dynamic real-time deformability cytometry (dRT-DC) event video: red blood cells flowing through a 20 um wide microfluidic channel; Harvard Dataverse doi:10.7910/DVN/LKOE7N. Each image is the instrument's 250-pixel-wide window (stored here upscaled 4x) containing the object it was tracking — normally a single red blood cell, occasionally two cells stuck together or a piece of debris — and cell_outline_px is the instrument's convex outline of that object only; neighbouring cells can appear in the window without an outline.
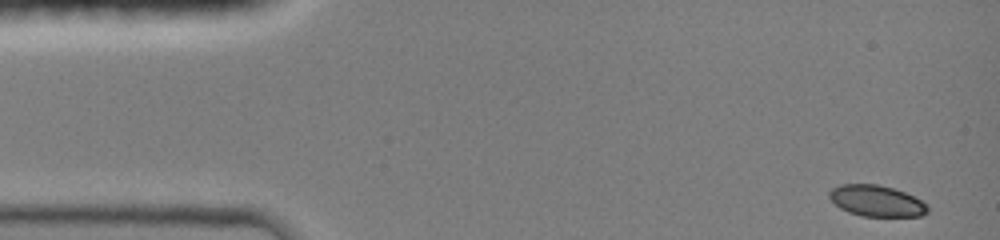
{"species": "common noctule bat (a hibernating species)", "species_latin": "Nyctalus noctula", "temperature_condition": "room temperature", "stored_images_in_passage": 43, "camera_frame_rate_fps": 3000, "um_per_image_px": 0.085, "animal": {"sex": "female", "body_mass_g": 19.0, "forearm_length_mm": 51.5}, "frame": {"image": 1, "passage_image": 1, "time_ms": 0.0, "image_size_px": [1000, 240], "cell_outline_px": [[928, 212], [920, 216], [860, 216], [848, 212], [840, 208], [828, 196], [828, 192], [832, 188], [840, 184], [876, 184], [892, 188], [904, 192], [920, 200], [928, 208]], "centroid_in_image_um": [74.46, 17.07], "position_along_channel_um": 10.5, "area_um2": 17.69}}
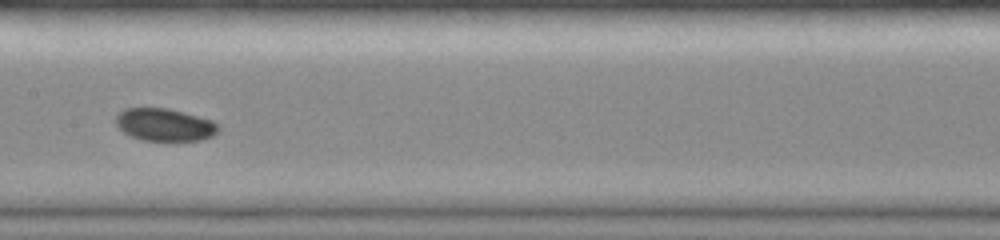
{"frame": {"image": 2, "passage_image": 22, "time_ms": 7.0, "image_size_px": [1000, 240], "cell_outline_px": [[220, 128], [212, 136], [204, 140], [144, 140], [132, 136], [124, 132], [116, 124], [116, 116], [124, 108], [168, 108], [184, 112], [212, 120]], "centroid_in_image_um": [14.01, 10.59], "position_along_channel_um": 193.4, "area_um2": 19.25}}
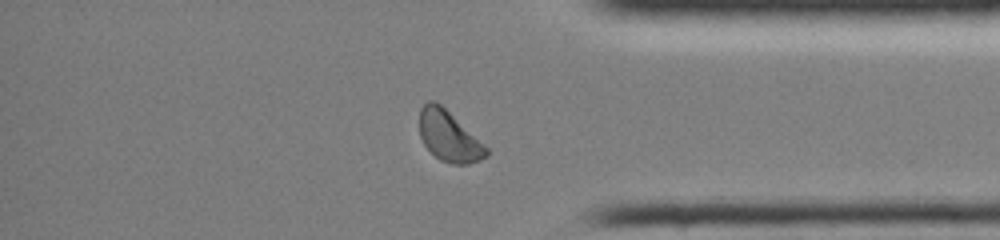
{"frame": {"image": 3, "passage_image": 37, "time_ms": 12.0, "image_size_px": [1000, 240], "cell_outline_px": [[488, 156], [480, 160], [468, 164], [452, 164], [440, 160], [424, 144], [420, 136], [420, 108], [428, 100], [432, 100], [440, 104], [488, 148]], "centroid_in_image_um": [38.15, 11.59], "position_along_channel_um": 397.0, "area_um2": 19.31}, "authors_computed_cell_mechanics": {"area_um2": 19.2474, "velocity_mm_per_s": 4.1541, "shape_relaxation_time_tau1_ms": 2.4826, "shape_relaxation_time_tau2_ms": null, "deformation_change_tau1": 0.0581, "deformation_change_tau2": null}}